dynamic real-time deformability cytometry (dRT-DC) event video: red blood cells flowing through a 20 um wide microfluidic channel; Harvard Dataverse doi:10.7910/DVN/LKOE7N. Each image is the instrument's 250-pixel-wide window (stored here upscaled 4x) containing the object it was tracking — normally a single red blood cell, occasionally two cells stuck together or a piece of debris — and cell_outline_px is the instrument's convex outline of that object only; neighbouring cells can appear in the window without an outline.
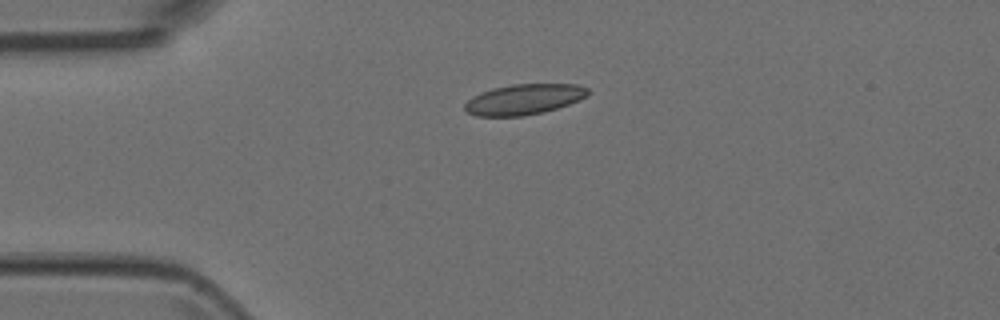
{"species": "Egyptian fruit bat (a non-hibernating species)", "species_latin": "Rousettus aegyptiacus", "temperature_condition": "room temperature", "stored_images_in_passage": 6, "camera_frame_rate_fps": 3000, "um_per_image_px": 0.085, "animal": {"sex": "female"}, "frame": {"image": 1, "passage_image": 1, "time_ms": 0.0, "image_size_px": [1000, 320], "cell_outline_px": [[588, 92], [580, 100], [544, 112], [520, 116], [476, 116], [468, 112], [464, 108], [464, 104], [472, 96], [480, 92], [492, 88], [512, 84], [576, 84], [588, 88]], "centroid_in_image_um": [44.5, 8.44], "position_along_channel_um": 40.5, "area_um2": 21.79}}
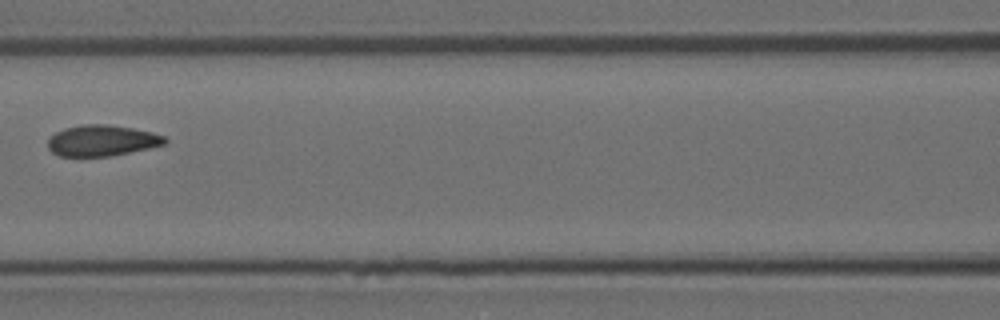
{"frame": {"image": 2, "passage_image": 4, "time_ms": 1.0, "image_size_px": [1000, 320], "cell_outline_px": [[168, 144], [112, 156], [60, 156], [52, 152], [48, 148], [48, 140], [56, 132], [64, 128], [80, 124], [108, 124], [132, 128], [152, 132], [164, 136], [168, 140]], "centroid_in_image_um": [8.69, 11.94], "position_along_channel_um": 157.9, "area_um2": 21.27}}
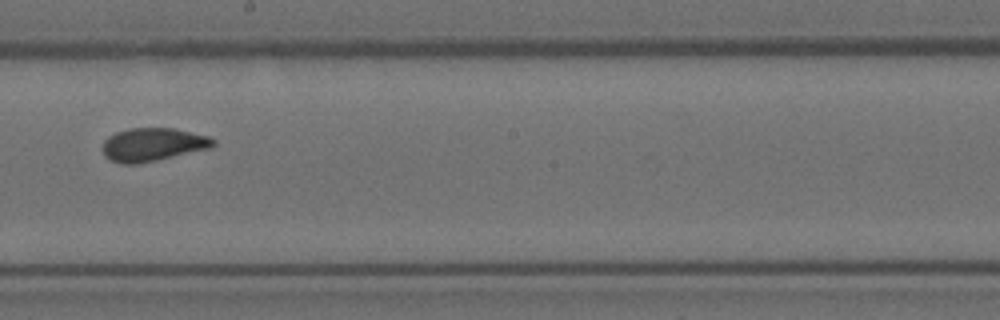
{"frame": {"image": 3, "passage_image": 6, "time_ms": 1.667, "image_size_px": [1000, 320], "cell_outline_px": [[216, 144], [208, 148], [156, 160], [136, 164], [120, 164], [108, 160], [104, 156], [104, 140], [108, 136], [116, 132], [128, 128], [176, 128], [208, 136], [216, 140]], "centroid_in_image_um": [12.96, 12.28], "position_along_channel_um": 235.2, "area_um2": 21.39}}